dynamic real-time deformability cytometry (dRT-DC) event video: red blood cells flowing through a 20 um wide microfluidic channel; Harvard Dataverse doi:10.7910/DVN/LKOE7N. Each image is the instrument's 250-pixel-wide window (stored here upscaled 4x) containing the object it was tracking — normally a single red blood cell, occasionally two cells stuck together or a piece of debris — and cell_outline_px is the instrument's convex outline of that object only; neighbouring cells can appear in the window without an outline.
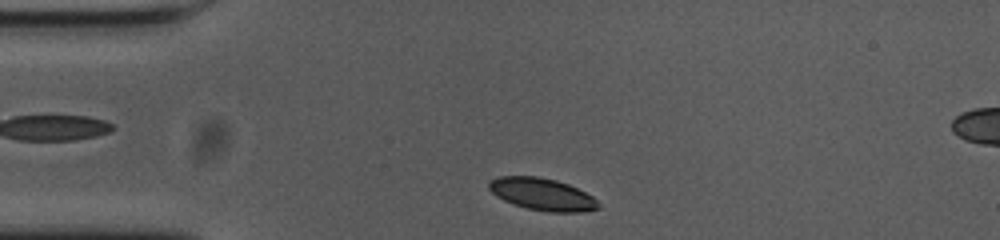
{"species": "common noctule bat (a hibernating species)", "species_latin": "Nyctalus noctula", "temperature_condition": "cold", "stored_images_in_passage": 39, "camera_frame_rate_fps": 3000, "um_per_image_px": 0.085, "animal": {"sex": "female", "body_mass_g": 23.0, "forearm_length_mm": 53.4}, "frame": {"image": 1, "passage_image": 2, "time_ms": 0.333, "image_size_px": [1000, 240], "cell_outline_px": [[600, 208], [580, 212], [548, 212], [528, 208], [512, 204], [496, 196], [488, 188], [488, 184], [492, 180], [500, 176], [536, 176], [556, 180], [568, 184], [592, 196], [600, 204]], "centroid_in_image_um": [46.08, 16.51], "position_along_channel_um": 38.9, "area_um2": 20.4}}
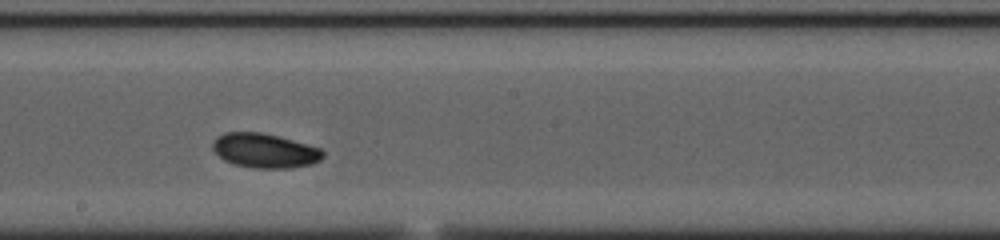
{"frame": {"image": 2, "passage_image": 20, "time_ms": 6.333, "image_size_px": [1000, 240], "cell_outline_px": [[324, 156], [320, 160], [312, 164], [292, 168], [252, 168], [236, 164], [224, 160], [212, 148], [212, 144], [216, 136], [224, 132], [260, 132], [308, 144], [320, 148], [324, 152]], "centroid_in_image_um": [22.51, 12.8], "position_along_channel_um": 225.7, "area_um2": 22.08}}
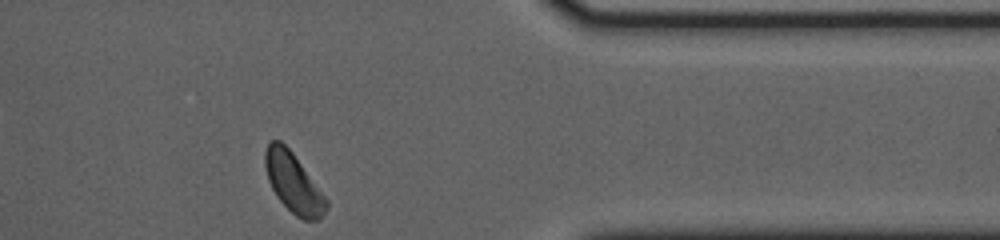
{"frame": {"image": 3, "passage_image": 35, "time_ms": 11.333, "image_size_px": [1000, 240], "cell_outline_px": [[328, 208], [320, 220], [304, 220], [296, 216], [276, 196], [268, 180], [264, 164], [264, 152], [268, 144], [272, 140], [280, 140], [292, 152], [328, 200]], "centroid_in_image_um": [24.94, 15.55], "position_along_channel_um": 386.5, "area_um2": 21.1}, "authors_computed_cell_mechanics": {"area_um2": 21.2704, "velocity_mm_per_s": 3.5956, "shape_relaxation_time_tau1_ms": 2.1144, "shape_relaxation_time_tau2_ms": null, "deformation_change_tau1": 0.0903, "deformation_change_tau2": null}}